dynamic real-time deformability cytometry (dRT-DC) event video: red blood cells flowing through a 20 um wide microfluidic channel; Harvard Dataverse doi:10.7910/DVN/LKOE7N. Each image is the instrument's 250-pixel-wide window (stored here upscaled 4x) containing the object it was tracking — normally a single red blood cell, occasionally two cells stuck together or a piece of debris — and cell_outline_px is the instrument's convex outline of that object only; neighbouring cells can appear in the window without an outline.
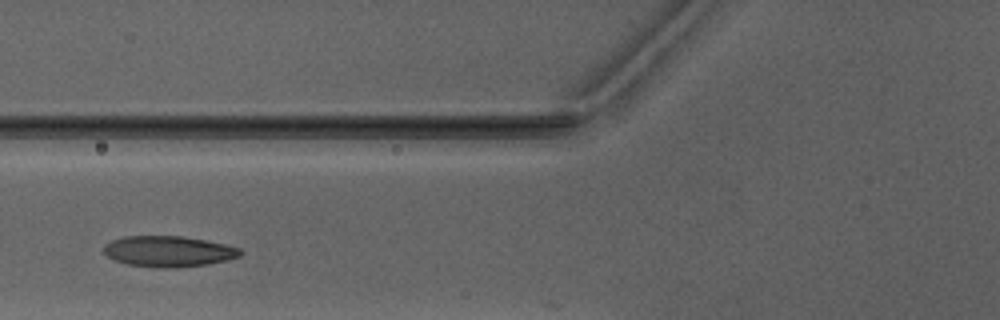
{"species": "Egyptian fruit bat (a non-hibernating species)", "species_latin": "Rousettus aegyptiacus", "temperature_condition": "warm", "stored_images_in_passage": 2, "camera_frame_rate_fps": 3000, "um_per_image_px": 0.085, "animal": {"sex": "male"}, "frame": {"image": 1, "passage_image": 2, "time_ms": 1.0, "image_size_px": [1000, 320], "cell_outline_px": [[240, 256], [228, 260], [208, 264], [176, 268], [156, 268], [128, 264], [116, 260], [108, 256], [104, 252], [104, 244], [112, 240], [124, 236], [180, 236], [204, 240], [224, 244], [240, 248]], "centroid_in_image_um": [14.31, 21.37], "position_along_channel_um": 111.5, "area_um2": 24.45}}